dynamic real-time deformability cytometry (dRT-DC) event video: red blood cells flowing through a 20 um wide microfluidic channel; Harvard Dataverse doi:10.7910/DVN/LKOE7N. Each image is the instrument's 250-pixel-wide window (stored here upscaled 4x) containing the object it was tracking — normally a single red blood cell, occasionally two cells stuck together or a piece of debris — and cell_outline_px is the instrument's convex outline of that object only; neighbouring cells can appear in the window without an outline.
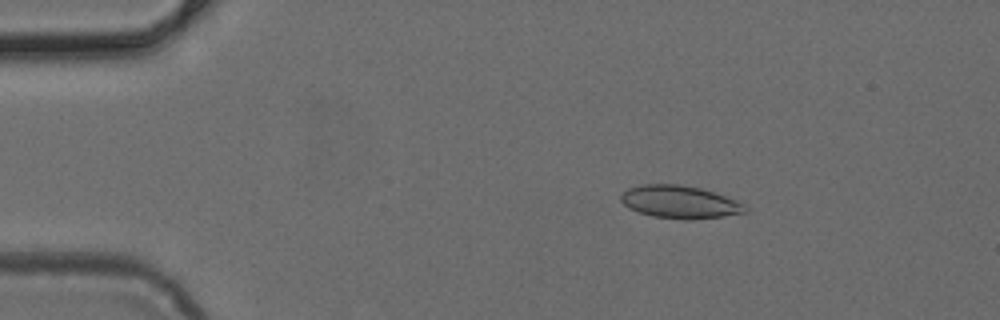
{"species": "common noctule bat (a hibernating species)", "species_latin": "Nyctalus noctula", "temperature_condition": "cold", "stored_images_in_passage": 4, "camera_frame_rate_fps": 3000, "um_per_image_px": 0.085, "animal": {"sex": "female", "body_mass_g": 24.6, "forearm_length_mm": 56.2}, "frame": {"image": 1, "passage_image": 3, "time_ms": 0.667, "image_size_px": [1000, 320], "cell_outline_px": [[748, 212], [724, 216], [692, 220], [684, 220], [652, 216], [628, 208], [620, 200], [620, 192], [628, 188], [640, 184], [680, 184], [700, 188], [736, 200], [744, 204], [748, 208]], "centroid_in_image_um": [57.76, 17.17], "position_along_channel_um": 27.2, "area_um2": 23.93}}